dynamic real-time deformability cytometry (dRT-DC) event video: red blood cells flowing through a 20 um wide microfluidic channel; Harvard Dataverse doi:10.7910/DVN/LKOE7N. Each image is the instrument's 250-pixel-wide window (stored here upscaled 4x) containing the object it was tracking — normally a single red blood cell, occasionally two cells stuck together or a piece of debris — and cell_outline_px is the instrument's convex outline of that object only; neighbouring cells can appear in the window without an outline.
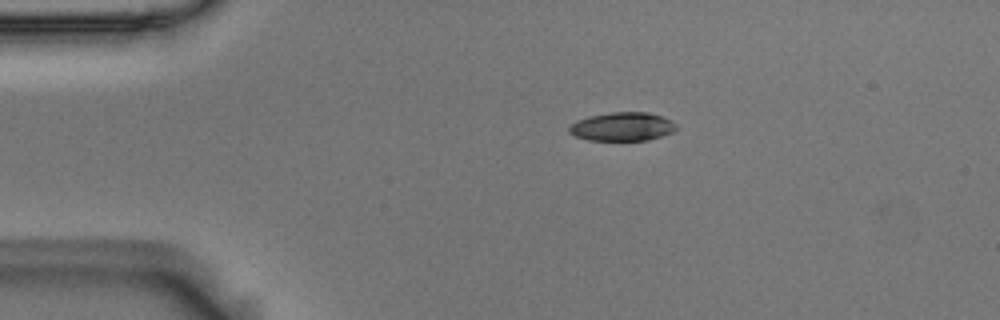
{"species": "Egyptian fruit bat (a non-hibernating species)", "species_latin": "Rousettus aegyptiacus", "temperature_condition": "room temperature", "stored_images_in_passage": 5, "camera_frame_rate_fps": 3000, "um_per_image_px": 0.085, "animal": {"sex": "male"}, "frame": {"image": 1, "passage_image": 1, "time_ms": 0.0, "image_size_px": [1000, 320], "cell_outline_px": [[676, 128], [672, 132], [648, 140], [588, 140], [576, 136], [568, 132], [568, 124], [576, 120], [588, 116], [612, 112], [648, 112], [672, 120], [676, 124]], "centroid_in_image_um": [52.85, 10.75], "position_along_channel_um": 32.2, "area_um2": 17.92}}
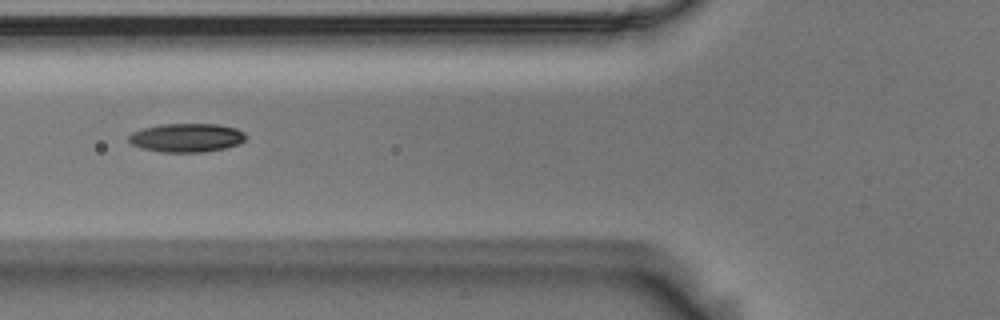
{"frame": {"image": 2, "passage_image": 4, "time_ms": 1.0, "image_size_px": [1000, 320], "cell_outline_px": [[248, 136], [244, 140], [236, 144], [224, 148], [204, 152], [160, 152], [140, 148], [132, 144], [128, 140], [128, 136], [132, 132], [144, 128], [160, 124], [220, 124], [236, 128], [244, 132]], "centroid_in_image_um": [15.85, 11.7], "position_along_channel_um": 110.0, "area_um2": 19.65}}
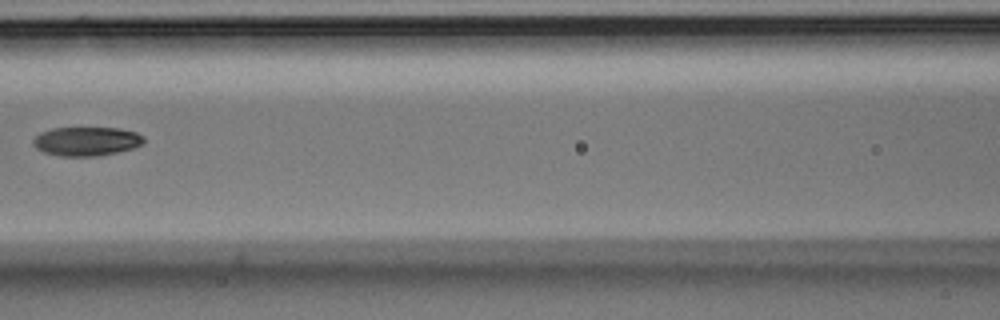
{"frame": {"image": 3, "passage_image": 5, "time_ms": 1.333, "image_size_px": [1000, 320], "cell_outline_px": [[144, 144], [132, 148], [116, 152], [96, 156], [60, 156], [44, 152], [36, 148], [32, 144], [32, 140], [40, 132], [52, 128], [120, 128], [136, 132], [144, 136]], "centroid_in_image_um": [7.34, 12.0], "position_along_channel_um": 159.3, "area_um2": 18.73}}